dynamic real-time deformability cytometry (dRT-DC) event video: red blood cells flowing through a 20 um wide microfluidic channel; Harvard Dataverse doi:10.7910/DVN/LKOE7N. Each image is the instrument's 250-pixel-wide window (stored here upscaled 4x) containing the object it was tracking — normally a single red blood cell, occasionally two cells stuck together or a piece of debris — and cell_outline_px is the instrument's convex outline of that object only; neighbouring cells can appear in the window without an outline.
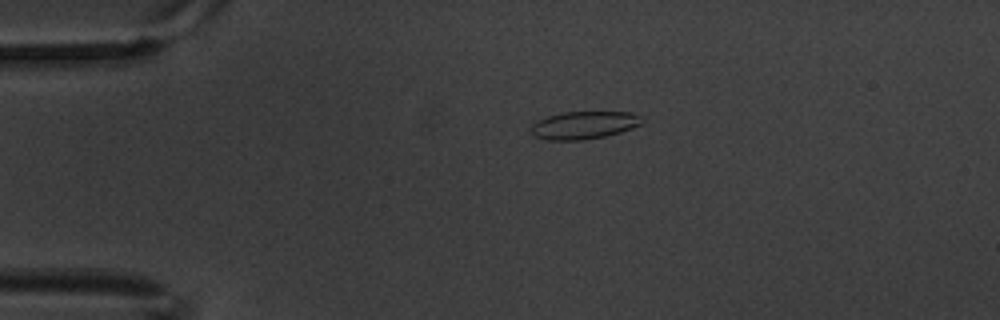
{"species": "common noctule bat (a hibernating species)", "species_latin": "Nyctalus noctula", "temperature_condition": "warm", "stored_images_in_passage": 9, "camera_frame_rate_fps": 3000, "um_per_image_px": 0.085, "animal": {"sex": "male", "body_mass_g": 20.1, "forearm_length_mm": 53.5}, "frame": {"image": 1, "passage_image": 1, "time_ms": 0.0, "image_size_px": [1000, 320], "cell_outline_px": [[644, 120], [640, 124], [632, 128], [620, 132], [604, 136], [584, 140], [544, 140], [536, 136], [532, 132], [532, 124], [536, 120], [548, 116], [564, 112], [632, 112]], "centroid_in_image_um": [49.62, 10.64], "position_along_channel_um": 35.4, "area_um2": 17.8}}
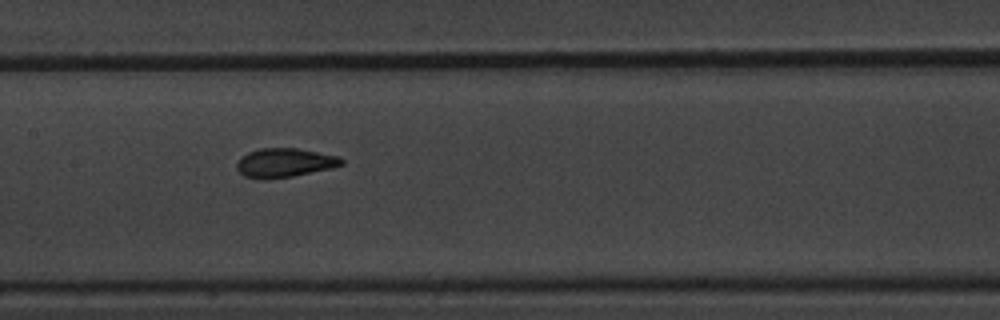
{"frame": {"image": 2, "passage_image": 6, "time_ms": 1.667, "image_size_px": [1000, 320], "cell_outline_px": [[344, 164], [332, 168], [292, 176], [264, 180], [244, 176], [236, 168], [236, 164], [248, 152], [260, 148], [296, 148], [340, 156], [344, 160]], "centroid_in_image_um": [24.22, 13.84], "position_along_channel_um": 183.2, "area_um2": 17.69}}
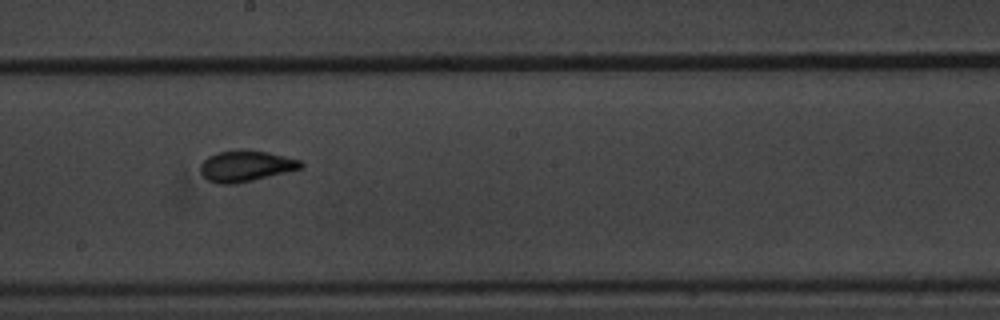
{"frame": {"image": 3, "passage_image": 7, "time_ms": 2.0, "image_size_px": [1000, 320], "cell_outline_px": [[304, 168], [236, 184], [216, 184], [208, 180], [200, 172], [200, 164], [208, 156], [216, 152], [240, 148], [268, 152], [300, 160], [304, 164]], "centroid_in_image_um": [20.88, 14.1], "position_along_channel_um": 227.3, "area_um2": 18.5}}